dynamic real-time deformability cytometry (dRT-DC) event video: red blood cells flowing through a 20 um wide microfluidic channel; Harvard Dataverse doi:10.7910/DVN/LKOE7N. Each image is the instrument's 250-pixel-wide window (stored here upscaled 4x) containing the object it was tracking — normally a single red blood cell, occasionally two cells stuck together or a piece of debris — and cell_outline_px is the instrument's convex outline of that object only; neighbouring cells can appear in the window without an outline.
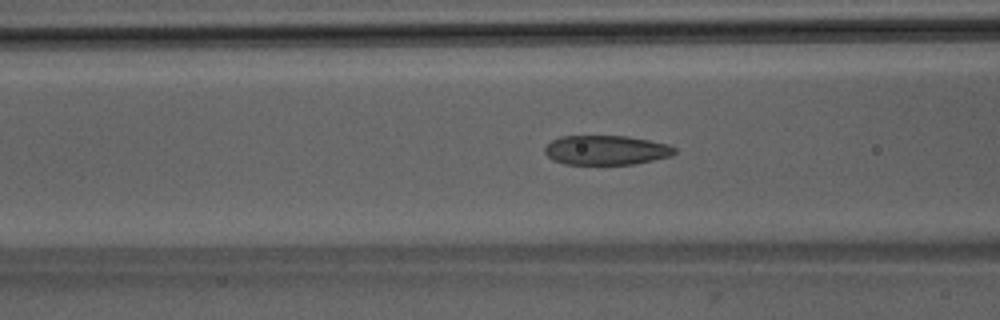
{"species": "Egyptian fruit bat (a non-hibernating species)", "species_latin": "Rousettus aegyptiacus", "temperature_condition": "room temperature", "stored_images_in_passage": 52, "camera_frame_rate_fps": 3000, "um_per_image_px": 0.085, "animal": {"sex": "male"}, "frame": {"image": 1, "passage_image": 21, "time_ms": 6.667, "image_size_px": [1000, 320], "cell_outline_px": [[676, 152], [672, 156], [632, 164], [564, 164], [552, 160], [544, 152], [544, 148], [552, 140], [560, 136], [628, 136], [668, 144], [676, 148]], "centroid_in_image_um": [51.51, 12.76], "position_along_channel_um": 115.1, "area_um2": 22.31}}
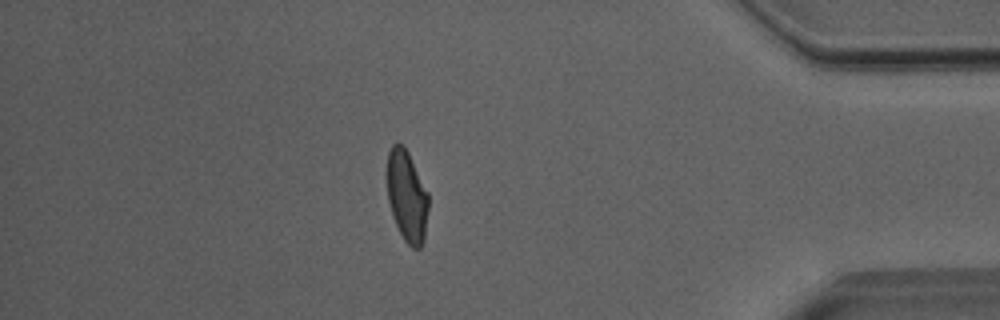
{"frame": {"image": 2, "passage_image": 45, "time_ms": 14.667, "image_size_px": [1000, 320], "cell_outline_px": [[428, 208], [424, 240], [420, 248], [412, 248], [404, 240], [396, 224], [388, 200], [384, 172], [388, 152], [392, 144], [396, 140], [404, 144], [428, 192]], "centroid_in_image_um": [34.54, 16.58], "position_along_channel_um": 400.7, "area_um2": 22.6}}
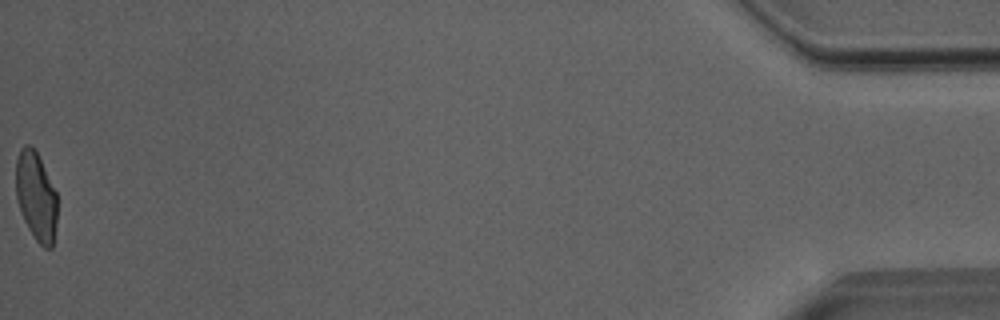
{"frame": {"image": 3, "passage_image": 52, "time_ms": 17.0, "image_size_px": [1000, 320], "cell_outline_px": [[56, 224], [52, 248], [44, 248], [36, 240], [28, 228], [24, 220], [16, 200], [16, 160], [20, 148], [24, 144], [28, 144], [36, 148], [56, 192]], "centroid_in_image_um": [3.05, 16.64], "position_along_channel_um": 432.1, "area_um2": 21.56}, "authors_computed_cell_mechanics": {"area_um2": 22.9177, "velocity_mm_per_s": 4.0389, "shape_relaxation_time_tau1_ms": 4.7643, "shape_relaxation_time_tau2_ms": 1.1475, "deformation_change_tau1": 0.1636, "deformation_change_tau2": 0.0435}}